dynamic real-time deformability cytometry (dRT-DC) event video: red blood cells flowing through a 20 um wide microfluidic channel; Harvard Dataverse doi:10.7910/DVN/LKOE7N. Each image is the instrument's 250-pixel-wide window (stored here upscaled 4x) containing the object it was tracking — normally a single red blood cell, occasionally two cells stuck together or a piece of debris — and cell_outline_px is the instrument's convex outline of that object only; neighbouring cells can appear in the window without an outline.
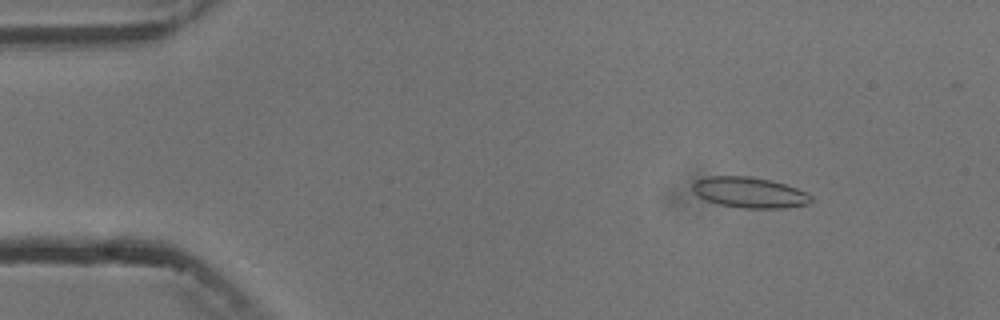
{"species": "common noctule bat (a hibernating species)", "species_latin": "Nyctalus noctula", "temperature_condition": "cold", "stored_images_in_passage": 4, "camera_frame_rate_fps": 3000, "um_per_image_px": 0.085, "animal": {"sex": "male", "body_mass_g": 13.3}, "frame": {"image": 1, "passage_image": 2, "time_ms": 1.0, "image_size_px": [1000, 320], "cell_outline_px": [[812, 200], [808, 204], [788, 208], [744, 208], [720, 204], [708, 200], [692, 192], [692, 184], [696, 180], [708, 176], [752, 176], [772, 180], [808, 192], [812, 196]], "centroid_in_image_um": [63.74, 16.35], "position_along_channel_um": 21.3, "area_um2": 21.27}}